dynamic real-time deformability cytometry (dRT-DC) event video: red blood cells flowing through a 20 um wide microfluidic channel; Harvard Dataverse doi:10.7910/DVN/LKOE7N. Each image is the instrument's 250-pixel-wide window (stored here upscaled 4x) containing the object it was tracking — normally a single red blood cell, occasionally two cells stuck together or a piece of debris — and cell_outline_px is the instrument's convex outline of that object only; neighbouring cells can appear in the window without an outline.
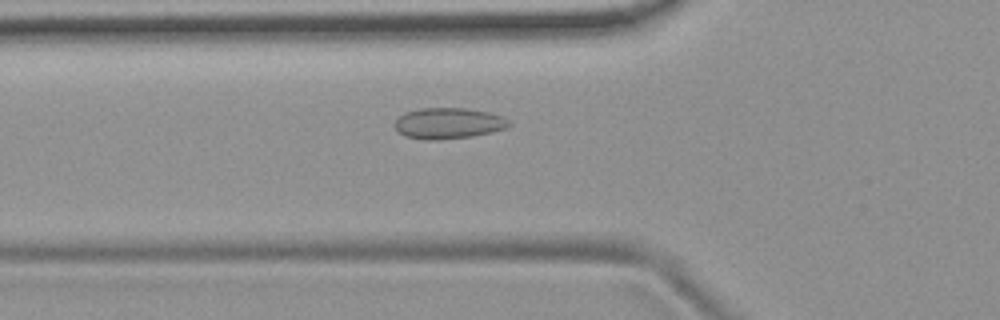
{"species": "common noctule bat (a hibernating species)", "species_latin": "Nyctalus noctula", "temperature_condition": "room temperature", "stored_images_in_passage": 53, "camera_frame_rate_fps": 3000, "um_per_image_px": 0.085, "animal": {"sex": "female", "body_mass_g": 19.9}, "frame": {"image": 1, "passage_image": 18, "time_ms": 5.667, "image_size_px": [1000, 320], "cell_outline_px": [[512, 124], [504, 128], [492, 132], [472, 136], [440, 140], [424, 140], [404, 136], [392, 124], [404, 112], [420, 108], [468, 108], [488, 112], [504, 116]], "centroid_in_image_um": [38.1, 10.48], "position_along_channel_um": 87.7, "area_um2": 20.81}}
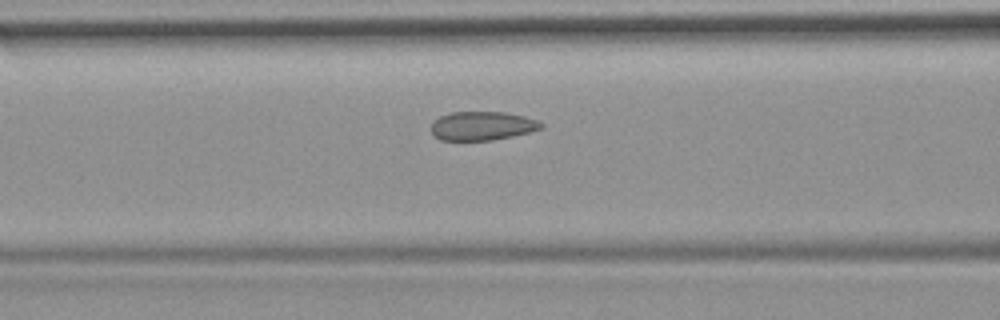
{"frame": {"image": 2, "passage_image": 21, "time_ms": 6.667, "image_size_px": [1000, 320], "cell_outline_px": [[544, 128], [512, 136], [492, 140], [440, 140], [432, 136], [432, 124], [440, 116], [452, 112], [504, 112], [524, 116], [536, 120], [544, 124]], "centroid_in_image_um": [40.99, 10.7], "position_along_channel_um": 125.6, "area_um2": 18.38}}
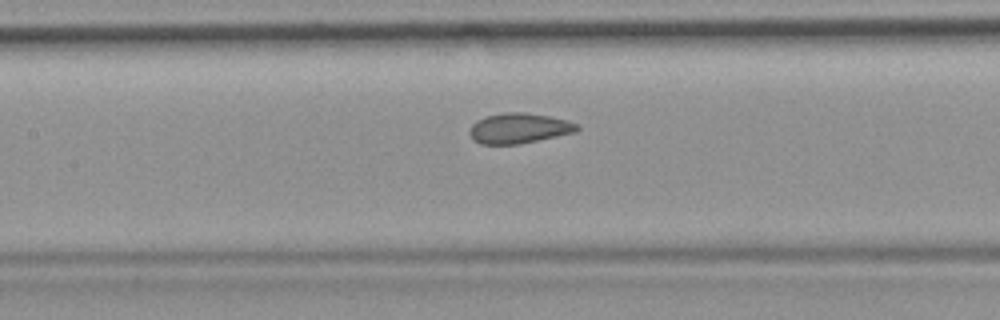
{"frame": {"image": 3, "passage_image": 24, "time_ms": 7.667, "image_size_px": [1000, 320], "cell_outline_px": [[580, 128], [576, 132], [520, 144], [480, 144], [472, 140], [468, 132], [472, 124], [476, 120], [484, 116], [504, 112], [524, 112], [548, 116], [580, 124]], "centroid_in_image_um": [44.08, 10.9], "position_along_channel_um": 163.3, "area_um2": 19.13}, "authors_computed_cell_mechanics": {"area_um2": 19.3052, "velocity_mm_per_s": 3.762, "shape_relaxation_time_tau1_ms": null, "shape_relaxation_time_tau2_ms": 0.9035, "deformation_change_tau1": null, "deformation_change_tau2": 0.0619}}